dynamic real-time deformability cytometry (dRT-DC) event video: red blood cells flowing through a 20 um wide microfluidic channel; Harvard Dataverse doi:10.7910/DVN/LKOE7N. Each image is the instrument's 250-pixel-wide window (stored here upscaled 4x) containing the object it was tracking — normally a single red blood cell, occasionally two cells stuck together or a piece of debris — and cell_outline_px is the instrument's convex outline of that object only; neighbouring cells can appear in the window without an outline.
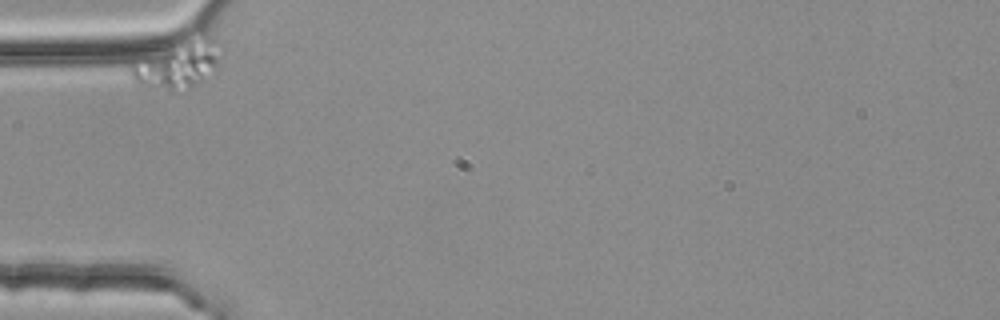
{"species": "common noctule bat (a hibernating species)", "species_latin": "Nyctalus noctula", "temperature_condition": "room temperature", "stored_images_in_passage": 2, "camera_frame_rate_fps": 3000, "um_per_image_px": 0.085, "animal": {"sex": "female", "body_mass_g": 25.1}, "frame": {"image": 1, "passage_image": 1, "time_ms": 0.0, "image_size_px": [1000, 320], "cell_outline_px": [[224, 52], [220, 68], [216, 72], [196, 84], [188, 88], [172, 92], [140, 84], [132, 80], [128, 72], [132, 68], [168, 44], [204, 36], [208, 36], [216, 40]], "centroid_in_image_um": [15.28, 5.5], "position_along_channel_um": 69.7, "area_um2": 24.8}}